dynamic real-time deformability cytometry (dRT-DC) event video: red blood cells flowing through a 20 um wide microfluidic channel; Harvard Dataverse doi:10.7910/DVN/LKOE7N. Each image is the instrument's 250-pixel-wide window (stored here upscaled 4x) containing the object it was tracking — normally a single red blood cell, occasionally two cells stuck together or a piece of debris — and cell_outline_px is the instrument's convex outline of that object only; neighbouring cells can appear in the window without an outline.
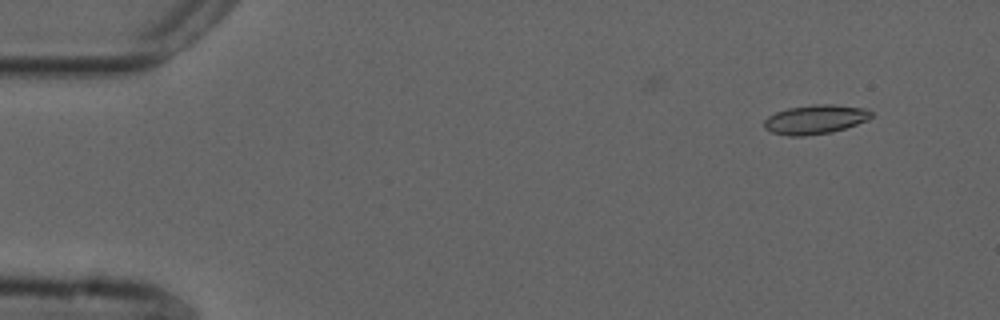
{"species": "common noctule bat (a hibernating species)", "species_latin": "Nyctalus noctula", "temperature_condition": "cold", "stored_images_in_passage": 54, "camera_frame_rate_fps": 3000, "um_per_image_px": 0.085, "animal": {"sex": "male", "forearm_length_mm": 52.5}, "frame": {"image": 1, "passage_image": 4, "time_ms": 1.0, "image_size_px": [1000, 320], "cell_outline_px": [[872, 116], [868, 120], [832, 132], [804, 136], [788, 136], [772, 132], [764, 128], [764, 120], [768, 116], [776, 112], [788, 108], [812, 104], [832, 104], [868, 108], [872, 112]], "centroid_in_image_um": [69.3, 10.14], "position_along_channel_um": 15.7, "area_um2": 18.32}}
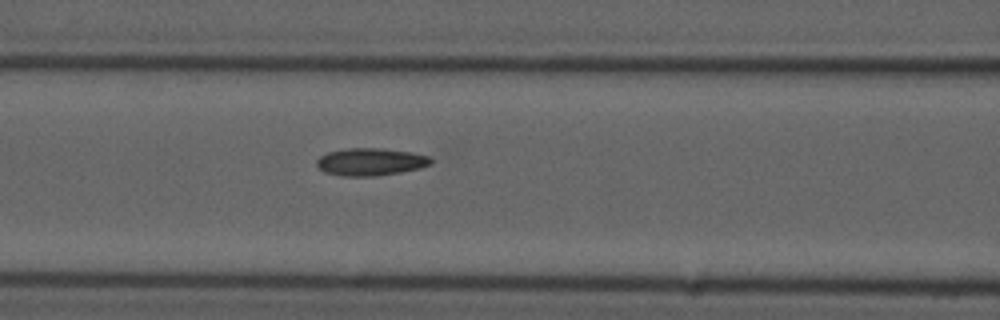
{"frame": {"image": 2, "passage_image": 22, "time_ms": 7.0, "image_size_px": [1000, 320], "cell_outline_px": [[432, 164], [420, 168], [400, 172], [376, 176], [340, 176], [324, 172], [316, 164], [316, 160], [320, 156], [328, 152], [348, 148], [380, 148], [412, 152], [432, 156]], "centroid_in_image_um": [31.52, 13.75], "position_along_channel_um": 135.1, "area_um2": 18.44}}
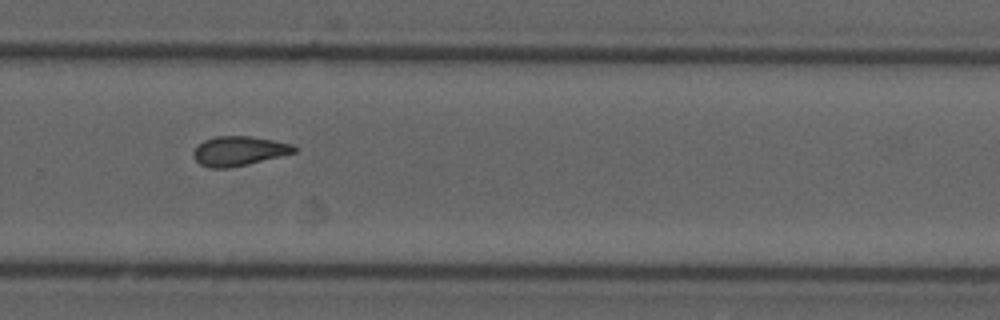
{"frame": {"image": 3, "passage_image": 36, "time_ms": 11.667, "image_size_px": [1000, 320], "cell_outline_px": [[296, 152], [248, 164], [228, 168], [208, 168], [200, 164], [196, 160], [192, 152], [204, 140], [216, 136], [248, 136], [272, 140], [292, 144], [296, 148]], "centroid_in_image_um": [20.29, 12.84], "position_along_channel_um": 309.5, "area_um2": 17.11}, "authors_computed_cell_mechanics": {"area_um2": 17.6001, "velocity_mm_per_s": 3.7495, "shape_relaxation_time_tau1_ms": null, "shape_relaxation_time_tau2_ms": 3.0163, "deformation_change_tau1": null, "deformation_change_tau2": 0.0984}}